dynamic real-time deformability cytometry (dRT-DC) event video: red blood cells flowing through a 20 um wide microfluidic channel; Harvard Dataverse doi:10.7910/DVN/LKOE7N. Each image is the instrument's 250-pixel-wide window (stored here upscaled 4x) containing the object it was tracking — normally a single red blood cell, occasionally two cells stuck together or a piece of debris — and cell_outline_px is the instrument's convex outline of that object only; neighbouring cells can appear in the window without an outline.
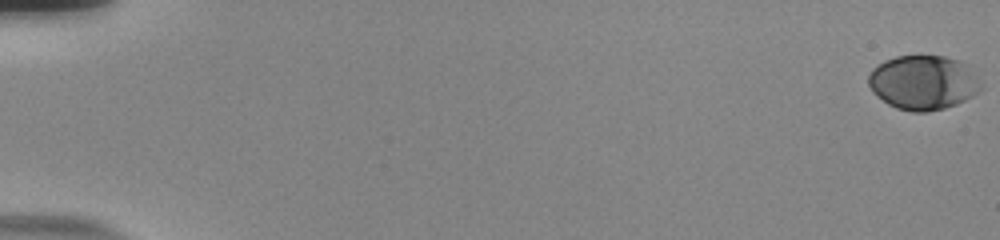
{"species": "human", "species_latin": "Homo sapiens", "temperature_condition": "room temperature", "stored_images_in_passage": 57, "camera_frame_rate_fps": 3000, "um_per_image_px": 0.085, "donor": {"sex": "male"}, "frame": {"image": 1, "passage_image": 1, "time_ms": 0.0, "image_size_px": [1000, 240], "cell_outline_px": [[984, 88], [972, 96], [956, 104], [944, 108], [928, 112], [912, 112], [896, 108], [888, 104], [876, 96], [872, 92], [868, 84], [868, 76], [872, 68], [884, 60], [896, 56], [944, 56], [960, 60]], "centroid_in_image_um": [78.41, 7.02], "position_along_channel_um": 6.6, "area_um2": 35.55}}
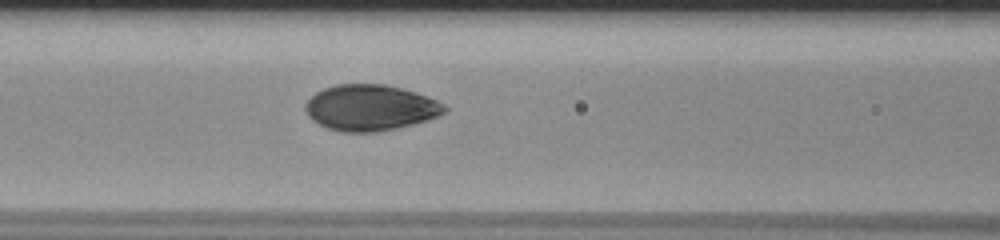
{"frame": {"image": 2, "passage_image": 27, "time_ms": 8.667, "image_size_px": [1000, 240], "cell_outline_px": [[448, 108], [444, 112], [428, 120], [396, 128], [376, 132], [340, 132], [328, 128], [312, 120], [308, 116], [304, 108], [304, 104], [316, 92], [324, 88], [336, 84], [384, 84], [416, 92], [436, 100], [444, 104]], "centroid_in_image_um": [31.45, 9.15], "position_along_channel_um": 135.1, "area_um2": 37.17}}
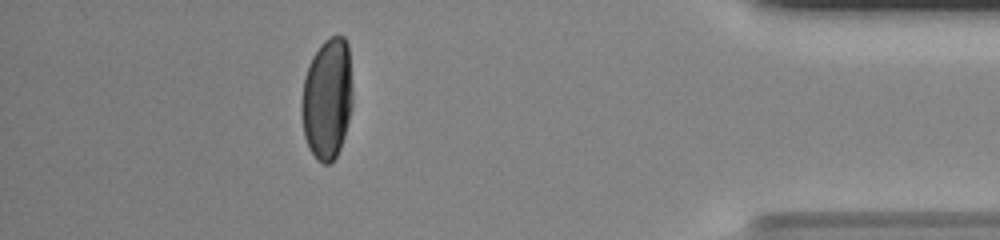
{"frame": {"image": 3, "passage_image": 52, "time_ms": 17.0, "image_size_px": [1000, 240], "cell_outline_px": [[352, 108], [344, 136], [340, 148], [336, 156], [328, 164], [324, 164], [316, 160], [304, 136], [300, 112], [300, 104], [304, 76], [312, 56], [320, 44], [324, 40], [332, 36], [344, 36], [348, 44], [352, 88]], "centroid_in_image_um": [27.8, 8.38], "position_along_channel_um": 407.4, "area_um2": 36.41}, "authors_computed_cell_mechanics": {"area_um2": 36.4718, "velocity_mm_per_s": 3.7314, "shape_relaxation_time_tau1_ms": 4.4459, "shape_relaxation_time_tau2_ms": null, "deformation_change_tau1": 0.1757, "deformation_change_tau2": null}}